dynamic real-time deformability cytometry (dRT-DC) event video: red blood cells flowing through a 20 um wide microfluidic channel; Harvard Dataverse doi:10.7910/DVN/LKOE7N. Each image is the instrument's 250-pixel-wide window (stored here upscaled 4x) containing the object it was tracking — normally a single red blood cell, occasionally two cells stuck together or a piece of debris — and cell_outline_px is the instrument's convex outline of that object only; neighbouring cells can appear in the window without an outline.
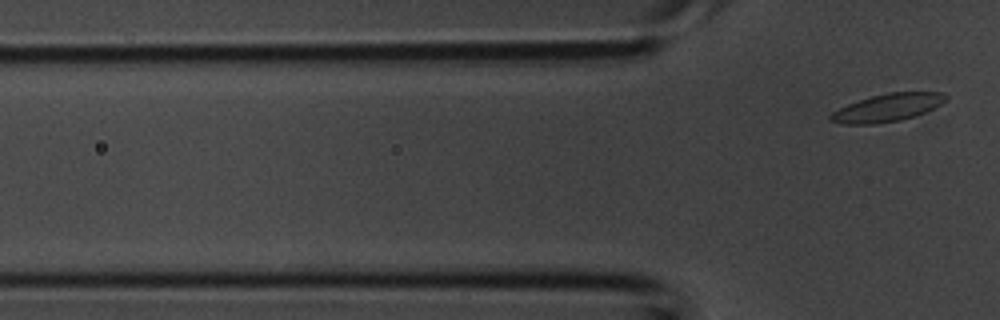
{"species": "common noctule bat (a hibernating species)", "species_latin": "Nyctalus noctula", "temperature_condition": "room temperature", "stored_images_in_passage": 4, "segment_of_instrument_passage": [2, 2], "camera_frame_rate_fps": 3000, "um_per_image_px": 0.085, "animal": {"sex": "male", "body_mass_g": 20.1, "forearm_length_mm": 53.5}, "frame": {"image": 1, "passage_image": 4, "time_ms": 1.0, "image_size_px": [1000, 320], "cell_outline_px": [[948, 96], [940, 104], [924, 112], [900, 120], [876, 124], [844, 124], [828, 120], [828, 116], [832, 112], [848, 104], [872, 96], [888, 92], [940, 92]], "centroid_in_image_um": [75.38, 9.15], "position_along_channel_um": 50.4, "area_um2": 18.32}}